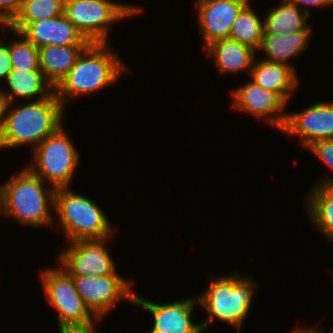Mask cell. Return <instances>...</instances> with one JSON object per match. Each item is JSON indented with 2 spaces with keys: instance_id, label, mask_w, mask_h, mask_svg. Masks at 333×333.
<instances>
[{
  "instance_id": "obj_25",
  "label": "cell",
  "mask_w": 333,
  "mask_h": 333,
  "mask_svg": "<svg viewBox=\"0 0 333 333\" xmlns=\"http://www.w3.org/2000/svg\"><path fill=\"white\" fill-rule=\"evenodd\" d=\"M21 39H17L8 44L9 55L13 70H40L39 51L29 40L17 31Z\"/></svg>"
},
{
  "instance_id": "obj_1",
  "label": "cell",
  "mask_w": 333,
  "mask_h": 333,
  "mask_svg": "<svg viewBox=\"0 0 333 333\" xmlns=\"http://www.w3.org/2000/svg\"><path fill=\"white\" fill-rule=\"evenodd\" d=\"M12 105L6 104L0 149L29 143L35 148L62 126L65 109L55 92L47 98H35L31 103L11 109Z\"/></svg>"
},
{
  "instance_id": "obj_6",
  "label": "cell",
  "mask_w": 333,
  "mask_h": 333,
  "mask_svg": "<svg viewBox=\"0 0 333 333\" xmlns=\"http://www.w3.org/2000/svg\"><path fill=\"white\" fill-rule=\"evenodd\" d=\"M73 144L61 126L33 149L35 161L26 167L55 189L69 187L79 161Z\"/></svg>"
},
{
  "instance_id": "obj_8",
  "label": "cell",
  "mask_w": 333,
  "mask_h": 333,
  "mask_svg": "<svg viewBox=\"0 0 333 333\" xmlns=\"http://www.w3.org/2000/svg\"><path fill=\"white\" fill-rule=\"evenodd\" d=\"M42 286L49 305L58 313V324H87L97 319L76 290L73 277L62 267L41 273Z\"/></svg>"
},
{
  "instance_id": "obj_24",
  "label": "cell",
  "mask_w": 333,
  "mask_h": 333,
  "mask_svg": "<svg viewBox=\"0 0 333 333\" xmlns=\"http://www.w3.org/2000/svg\"><path fill=\"white\" fill-rule=\"evenodd\" d=\"M65 0H24L20 13L12 22H35L64 14Z\"/></svg>"
},
{
  "instance_id": "obj_2",
  "label": "cell",
  "mask_w": 333,
  "mask_h": 333,
  "mask_svg": "<svg viewBox=\"0 0 333 333\" xmlns=\"http://www.w3.org/2000/svg\"><path fill=\"white\" fill-rule=\"evenodd\" d=\"M107 44L90 43L54 88L58 100L64 107L67 99L99 91L117 82L119 76L126 72L127 67Z\"/></svg>"
},
{
  "instance_id": "obj_22",
  "label": "cell",
  "mask_w": 333,
  "mask_h": 333,
  "mask_svg": "<svg viewBox=\"0 0 333 333\" xmlns=\"http://www.w3.org/2000/svg\"><path fill=\"white\" fill-rule=\"evenodd\" d=\"M309 14L296 5L283 0L278 7H273L263 21V33L291 34L301 30H311L307 25Z\"/></svg>"
},
{
  "instance_id": "obj_19",
  "label": "cell",
  "mask_w": 333,
  "mask_h": 333,
  "mask_svg": "<svg viewBox=\"0 0 333 333\" xmlns=\"http://www.w3.org/2000/svg\"><path fill=\"white\" fill-rule=\"evenodd\" d=\"M10 91L1 92L6 99V104H14L16 98L29 99L38 96L37 100L49 97L53 86L44 78L41 70H11L6 78Z\"/></svg>"
},
{
  "instance_id": "obj_18",
  "label": "cell",
  "mask_w": 333,
  "mask_h": 333,
  "mask_svg": "<svg viewBox=\"0 0 333 333\" xmlns=\"http://www.w3.org/2000/svg\"><path fill=\"white\" fill-rule=\"evenodd\" d=\"M205 48L208 55L214 57L221 73H236L247 69L250 73L256 58L254 50L230 38L213 41Z\"/></svg>"
},
{
  "instance_id": "obj_30",
  "label": "cell",
  "mask_w": 333,
  "mask_h": 333,
  "mask_svg": "<svg viewBox=\"0 0 333 333\" xmlns=\"http://www.w3.org/2000/svg\"><path fill=\"white\" fill-rule=\"evenodd\" d=\"M288 3H291L293 5H296L298 8H301V6H303L301 9L305 12H307L310 15L309 10L306 8L307 6H314V7H321V6H331L333 4V0H286ZM306 6V7H305Z\"/></svg>"
},
{
  "instance_id": "obj_31",
  "label": "cell",
  "mask_w": 333,
  "mask_h": 333,
  "mask_svg": "<svg viewBox=\"0 0 333 333\" xmlns=\"http://www.w3.org/2000/svg\"><path fill=\"white\" fill-rule=\"evenodd\" d=\"M5 108H6V99L0 90V131L3 126Z\"/></svg>"
},
{
  "instance_id": "obj_13",
  "label": "cell",
  "mask_w": 333,
  "mask_h": 333,
  "mask_svg": "<svg viewBox=\"0 0 333 333\" xmlns=\"http://www.w3.org/2000/svg\"><path fill=\"white\" fill-rule=\"evenodd\" d=\"M282 131L299 136L306 148L316 140L333 138V103L318 102L299 113H287Z\"/></svg>"
},
{
  "instance_id": "obj_26",
  "label": "cell",
  "mask_w": 333,
  "mask_h": 333,
  "mask_svg": "<svg viewBox=\"0 0 333 333\" xmlns=\"http://www.w3.org/2000/svg\"><path fill=\"white\" fill-rule=\"evenodd\" d=\"M307 148L333 169V138L316 140Z\"/></svg>"
},
{
  "instance_id": "obj_11",
  "label": "cell",
  "mask_w": 333,
  "mask_h": 333,
  "mask_svg": "<svg viewBox=\"0 0 333 333\" xmlns=\"http://www.w3.org/2000/svg\"><path fill=\"white\" fill-rule=\"evenodd\" d=\"M10 29L22 34L38 49L49 45H89L90 42L63 14L35 22H11Z\"/></svg>"
},
{
  "instance_id": "obj_23",
  "label": "cell",
  "mask_w": 333,
  "mask_h": 333,
  "mask_svg": "<svg viewBox=\"0 0 333 333\" xmlns=\"http://www.w3.org/2000/svg\"><path fill=\"white\" fill-rule=\"evenodd\" d=\"M263 31V22L248 2L233 22L229 38L255 51L260 47Z\"/></svg>"
},
{
  "instance_id": "obj_10",
  "label": "cell",
  "mask_w": 333,
  "mask_h": 333,
  "mask_svg": "<svg viewBox=\"0 0 333 333\" xmlns=\"http://www.w3.org/2000/svg\"><path fill=\"white\" fill-rule=\"evenodd\" d=\"M108 238L71 242L58 260L71 276H107L117 274L115 264L104 246Z\"/></svg>"
},
{
  "instance_id": "obj_29",
  "label": "cell",
  "mask_w": 333,
  "mask_h": 333,
  "mask_svg": "<svg viewBox=\"0 0 333 333\" xmlns=\"http://www.w3.org/2000/svg\"><path fill=\"white\" fill-rule=\"evenodd\" d=\"M94 322L87 324H60V333H96Z\"/></svg>"
},
{
  "instance_id": "obj_7",
  "label": "cell",
  "mask_w": 333,
  "mask_h": 333,
  "mask_svg": "<svg viewBox=\"0 0 333 333\" xmlns=\"http://www.w3.org/2000/svg\"><path fill=\"white\" fill-rule=\"evenodd\" d=\"M141 12L110 0H65L64 7V15L90 43H107L109 24Z\"/></svg>"
},
{
  "instance_id": "obj_9",
  "label": "cell",
  "mask_w": 333,
  "mask_h": 333,
  "mask_svg": "<svg viewBox=\"0 0 333 333\" xmlns=\"http://www.w3.org/2000/svg\"><path fill=\"white\" fill-rule=\"evenodd\" d=\"M72 277L77 292L97 319H102L118 300L127 299L133 304L132 283L118 274Z\"/></svg>"
},
{
  "instance_id": "obj_21",
  "label": "cell",
  "mask_w": 333,
  "mask_h": 333,
  "mask_svg": "<svg viewBox=\"0 0 333 333\" xmlns=\"http://www.w3.org/2000/svg\"><path fill=\"white\" fill-rule=\"evenodd\" d=\"M311 30H301L291 34L263 33L258 50L264 51V60L290 65L288 60L297 56L308 46Z\"/></svg>"
},
{
  "instance_id": "obj_3",
  "label": "cell",
  "mask_w": 333,
  "mask_h": 333,
  "mask_svg": "<svg viewBox=\"0 0 333 333\" xmlns=\"http://www.w3.org/2000/svg\"><path fill=\"white\" fill-rule=\"evenodd\" d=\"M43 185L42 180L25 167L1 185V214L24 225H52L49 207H54L56 189H46Z\"/></svg>"
},
{
  "instance_id": "obj_20",
  "label": "cell",
  "mask_w": 333,
  "mask_h": 333,
  "mask_svg": "<svg viewBox=\"0 0 333 333\" xmlns=\"http://www.w3.org/2000/svg\"><path fill=\"white\" fill-rule=\"evenodd\" d=\"M309 194L306 203L311 223L328 240H333V178L320 180Z\"/></svg>"
},
{
  "instance_id": "obj_33",
  "label": "cell",
  "mask_w": 333,
  "mask_h": 333,
  "mask_svg": "<svg viewBox=\"0 0 333 333\" xmlns=\"http://www.w3.org/2000/svg\"><path fill=\"white\" fill-rule=\"evenodd\" d=\"M0 24H1L2 26H4L5 28L7 27V28L10 29V26H9L8 23H5V22L0 21ZM0 41H1V40H0Z\"/></svg>"
},
{
  "instance_id": "obj_28",
  "label": "cell",
  "mask_w": 333,
  "mask_h": 333,
  "mask_svg": "<svg viewBox=\"0 0 333 333\" xmlns=\"http://www.w3.org/2000/svg\"><path fill=\"white\" fill-rule=\"evenodd\" d=\"M12 70L8 44L3 45L0 41V79H6Z\"/></svg>"
},
{
  "instance_id": "obj_5",
  "label": "cell",
  "mask_w": 333,
  "mask_h": 333,
  "mask_svg": "<svg viewBox=\"0 0 333 333\" xmlns=\"http://www.w3.org/2000/svg\"><path fill=\"white\" fill-rule=\"evenodd\" d=\"M53 209L68 242L110 238L113 234L109 220L96 202L68 191V187L55 190Z\"/></svg>"
},
{
  "instance_id": "obj_12",
  "label": "cell",
  "mask_w": 333,
  "mask_h": 333,
  "mask_svg": "<svg viewBox=\"0 0 333 333\" xmlns=\"http://www.w3.org/2000/svg\"><path fill=\"white\" fill-rule=\"evenodd\" d=\"M198 299L188 297L183 301L158 304L134 294L133 304L149 311L154 317V327L149 333H202L201 323L191 320Z\"/></svg>"
},
{
  "instance_id": "obj_32",
  "label": "cell",
  "mask_w": 333,
  "mask_h": 333,
  "mask_svg": "<svg viewBox=\"0 0 333 333\" xmlns=\"http://www.w3.org/2000/svg\"><path fill=\"white\" fill-rule=\"evenodd\" d=\"M298 329H299V328H297V329L295 328V329H294L295 331H292V332H290V333H324V332L322 331V329H321V331H320V330H319V331H316V330H313V329H311V328H310V329H304V328L301 329V328H300L299 330H298Z\"/></svg>"
},
{
  "instance_id": "obj_27",
  "label": "cell",
  "mask_w": 333,
  "mask_h": 333,
  "mask_svg": "<svg viewBox=\"0 0 333 333\" xmlns=\"http://www.w3.org/2000/svg\"><path fill=\"white\" fill-rule=\"evenodd\" d=\"M24 0H0V21L10 24L20 13Z\"/></svg>"
},
{
  "instance_id": "obj_15",
  "label": "cell",
  "mask_w": 333,
  "mask_h": 333,
  "mask_svg": "<svg viewBox=\"0 0 333 333\" xmlns=\"http://www.w3.org/2000/svg\"><path fill=\"white\" fill-rule=\"evenodd\" d=\"M248 0H198L197 15L206 47L216 40L229 38L233 22Z\"/></svg>"
},
{
  "instance_id": "obj_34",
  "label": "cell",
  "mask_w": 333,
  "mask_h": 333,
  "mask_svg": "<svg viewBox=\"0 0 333 333\" xmlns=\"http://www.w3.org/2000/svg\"><path fill=\"white\" fill-rule=\"evenodd\" d=\"M0 213H1V185H0Z\"/></svg>"
},
{
  "instance_id": "obj_16",
  "label": "cell",
  "mask_w": 333,
  "mask_h": 333,
  "mask_svg": "<svg viewBox=\"0 0 333 333\" xmlns=\"http://www.w3.org/2000/svg\"><path fill=\"white\" fill-rule=\"evenodd\" d=\"M295 72L291 65L261 59L258 62L254 60L250 76L253 82L267 90L276 92L287 103L291 96L290 93L298 85Z\"/></svg>"
},
{
  "instance_id": "obj_17",
  "label": "cell",
  "mask_w": 333,
  "mask_h": 333,
  "mask_svg": "<svg viewBox=\"0 0 333 333\" xmlns=\"http://www.w3.org/2000/svg\"><path fill=\"white\" fill-rule=\"evenodd\" d=\"M88 45H49L38 49L39 67L44 78L55 88L74 66Z\"/></svg>"
},
{
  "instance_id": "obj_14",
  "label": "cell",
  "mask_w": 333,
  "mask_h": 333,
  "mask_svg": "<svg viewBox=\"0 0 333 333\" xmlns=\"http://www.w3.org/2000/svg\"><path fill=\"white\" fill-rule=\"evenodd\" d=\"M232 94L234 108L249 112L258 118L271 117L267 119V122L282 130L287 115L282 113V110L287 103L276 92L249 81L244 86L235 89Z\"/></svg>"
},
{
  "instance_id": "obj_4",
  "label": "cell",
  "mask_w": 333,
  "mask_h": 333,
  "mask_svg": "<svg viewBox=\"0 0 333 333\" xmlns=\"http://www.w3.org/2000/svg\"><path fill=\"white\" fill-rule=\"evenodd\" d=\"M209 278H211V283L208 289L197 297L198 304L204 307L209 314L206 320L201 322L202 329L218 319L235 326L238 332L241 331L257 285L251 279L240 277L238 274Z\"/></svg>"
}]
</instances>
